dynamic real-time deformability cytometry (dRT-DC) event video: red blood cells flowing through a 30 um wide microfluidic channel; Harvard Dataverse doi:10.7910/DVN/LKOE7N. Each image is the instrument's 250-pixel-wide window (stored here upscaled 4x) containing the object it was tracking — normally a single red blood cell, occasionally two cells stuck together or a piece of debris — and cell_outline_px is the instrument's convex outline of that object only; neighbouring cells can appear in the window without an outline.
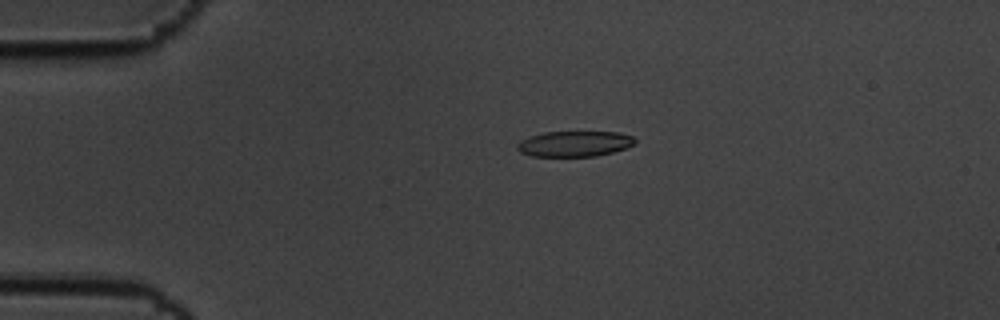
{"species": "common noctule bat (a hibernating species)", "species_latin": "Nyctalus noctula", "temperature_condition": "cold", "stored_images_in_passage": 8, "camera_frame_rate_fps": 3000, "um_per_image_px": 0.085, "animal": {"sex": "male", "body_mass_g": 19.5, "forearm_length_mm": 54.6}, "frame": {"image": 1, "passage_image": 4, "time_ms": 1.0, "image_size_px": [1000, 320], "cell_outline_px": [[636, 144], [612, 152], [596, 156], [532, 156], [520, 152], [516, 148], [516, 144], [520, 140], [528, 136], [544, 132], [616, 132], [632, 136], [636, 140]], "centroid_in_image_um": [48.79, 12.22], "position_along_channel_um": 36.2, "area_um2": 17.57}}
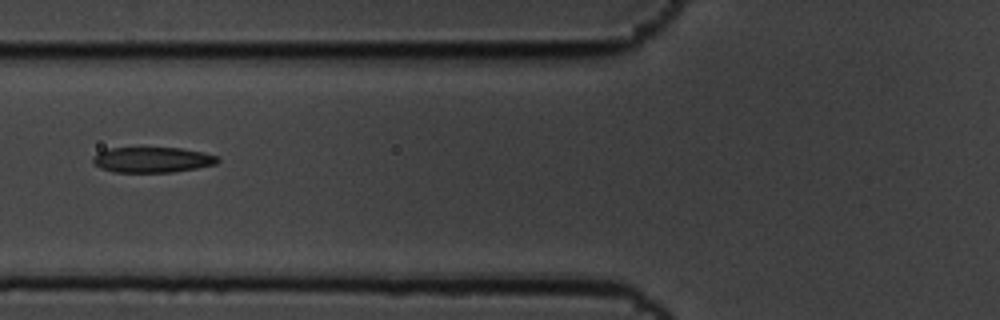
{"frame": {"image": 2, "passage_image": 7, "time_ms": 2.0, "image_size_px": [1000, 320], "cell_outline_px": [[220, 160], [216, 164], [196, 168], [172, 172], [112, 172], [100, 168], [92, 164], [92, 156], [108, 148], [180, 148], [204, 152], [216, 156]], "centroid_in_image_um": [12.91, 13.58], "position_along_channel_um": 112.9, "area_um2": 18.55}}
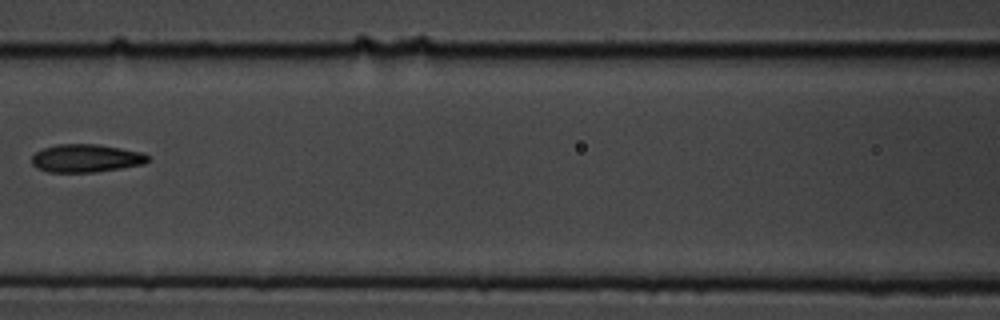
{"frame": {"image": 3, "passage_image": 8, "time_ms": 2.333, "image_size_px": [1000, 320], "cell_outline_px": [[148, 160], [144, 164], [92, 172], [48, 172], [36, 168], [32, 164], [32, 156], [36, 152], [44, 148], [56, 144], [96, 144], [144, 152], [148, 156]], "centroid_in_image_um": [7.29, 13.44], "position_along_channel_um": 159.3, "area_um2": 18.84}}